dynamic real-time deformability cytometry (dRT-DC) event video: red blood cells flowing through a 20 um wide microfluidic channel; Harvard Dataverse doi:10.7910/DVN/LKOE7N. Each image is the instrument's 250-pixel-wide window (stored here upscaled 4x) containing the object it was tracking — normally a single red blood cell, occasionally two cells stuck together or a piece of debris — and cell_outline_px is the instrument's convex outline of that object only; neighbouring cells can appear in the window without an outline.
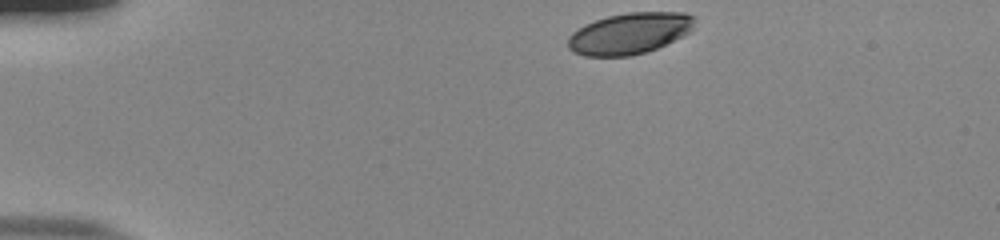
{"species": "human", "species_latin": "Homo sapiens", "temperature_condition": "room temperature", "stored_images_in_passage": 38, "camera_frame_rate_fps": 3000, "um_per_image_px": 0.085, "donor": {"sex": "male"}, "frame": {"image": 1, "passage_image": 1, "time_ms": 0.0, "image_size_px": [1000, 240], "cell_outline_px": [[696, 20], [692, 28], [688, 32], [648, 52], [632, 56], [584, 56], [572, 52], [568, 48], [568, 36], [572, 32], [584, 24], [608, 16], [628, 12], [684, 12], [696, 16]], "centroid_in_image_um": [53.48, 2.84], "position_along_channel_um": 31.5, "area_um2": 30.52}}
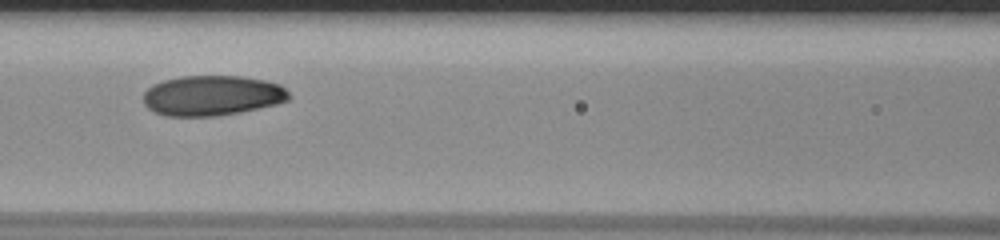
{"frame": {"image": 2, "passage_image": 16, "time_ms": 5.0, "image_size_px": [1000, 240], "cell_outline_px": [[292, 96], [288, 100], [276, 104], [240, 112], [216, 116], [164, 116], [152, 112], [144, 104], [144, 92], [152, 84], [164, 80], [180, 76], [240, 76], [264, 80], [280, 84]], "centroid_in_image_um": [18.01, 8.12], "position_along_channel_um": 148.6, "area_um2": 34.28}}
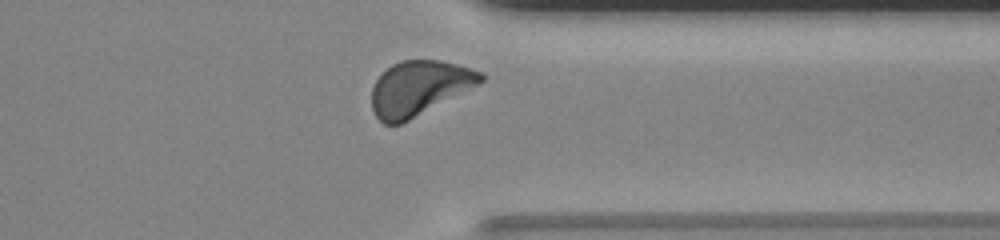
{"frame": {"image": 3, "passage_image": 34, "time_ms": 11.0, "image_size_px": [1000, 240], "cell_outline_px": [[484, 80], [408, 120], [400, 124], [384, 124], [376, 116], [372, 108], [372, 88], [376, 80], [392, 64], [404, 60], [440, 60], [456, 64], [484, 72]], "centroid_in_image_um": [35.59, 7.47], "position_along_channel_um": 375.8, "area_um2": 33.81}, "authors_computed_cell_mechanics": {"area_um2": 33.813, "velocity_mm_per_s": 3.8048, "shape_relaxation_time_tau1_ms": 2.4011, "shape_relaxation_time_tau2_ms": null, "deformation_change_tau1": 0.112, "deformation_change_tau2": null}}